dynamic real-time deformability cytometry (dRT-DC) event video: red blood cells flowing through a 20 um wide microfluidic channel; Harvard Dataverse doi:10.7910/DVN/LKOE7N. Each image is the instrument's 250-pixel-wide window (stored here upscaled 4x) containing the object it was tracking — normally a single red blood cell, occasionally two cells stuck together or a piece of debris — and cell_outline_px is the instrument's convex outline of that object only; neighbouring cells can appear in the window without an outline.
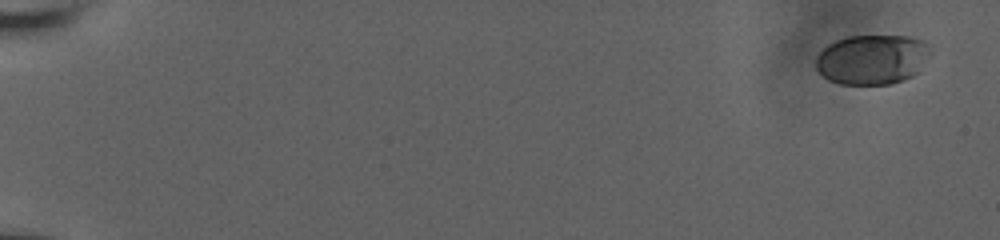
{"species": "human", "species_latin": "Homo sapiens", "temperature_condition": "room temperature", "stored_images_in_passage": 56, "camera_frame_rate_fps": 3000, "um_per_image_px": 0.085, "donor": {"sex": "male"}, "frame": {"image": 1, "passage_image": 1, "time_ms": 0.0, "image_size_px": [1000, 240], "cell_outline_px": [[932, 52], [916, 72], [912, 76], [888, 84], [840, 84], [828, 80], [816, 68], [816, 56], [828, 44], [836, 40], [848, 36], [908, 36], [920, 40], [928, 44]], "centroid_in_image_um": [74.11, 5.04], "position_along_channel_um": 10.9, "area_um2": 33.06}}
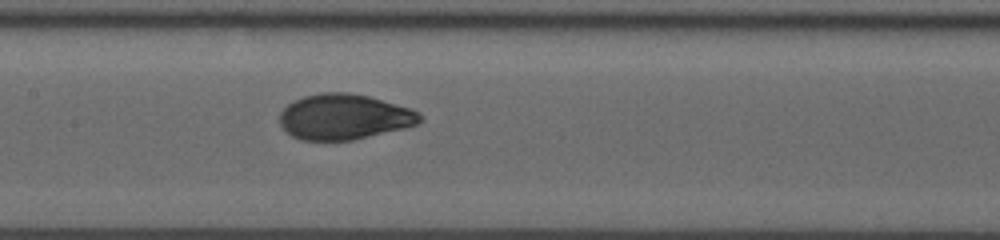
{"frame": {"image": 2, "passage_image": 30, "time_ms": 9.667, "image_size_px": [1000, 240], "cell_outline_px": [[424, 120], [416, 124], [404, 128], [352, 140], [300, 140], [292, 136], [280, 124], [280, 112], [288, 104], [304, 96], [320, 92], [348, 92], [368, 96], [412, 108], [424, 116]], "centroid_in_image_um": [29.28, 9.92], "position_along_channel_um": 178.1, "area_um2": 37.17}}
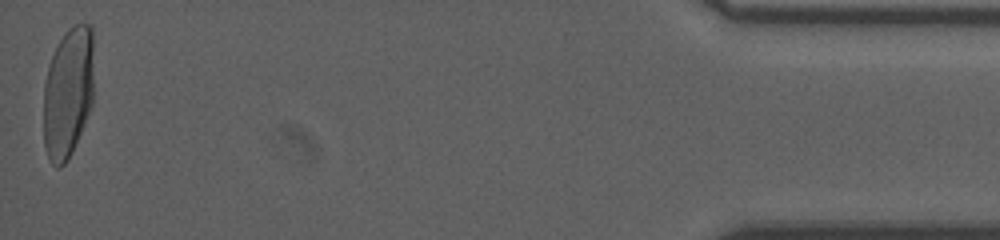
{"frame": {"image": 3, "passage_image": 56, "time_ms": 18.333, "image_size_px": [1000, 240], "cell_outline_px": [[92, 104], [72, 152], [68, 160], [60, 168], [56, 168], [52, 164], [48, 156], [44, 144], [44, 84], [48, 68], [52, 56], [64, 32], [68, 28], [76, 24], [92, 24]], "centroid_in_image_um": [5.77, 7.88], "position_along_channel_um": 429.4, "area_um2": 38.15}, "authors_computed_cell_mechanics": {"area_um2": 36.6452, "velocity_mm_per_s": 3.8438, "shape_relaxation_time_tau1_ms": 4.7151, "shape_relaxation_time_tau2_ms": null, "deformation_change_tau1": 0.208, "deformation_change_tau2": null}}